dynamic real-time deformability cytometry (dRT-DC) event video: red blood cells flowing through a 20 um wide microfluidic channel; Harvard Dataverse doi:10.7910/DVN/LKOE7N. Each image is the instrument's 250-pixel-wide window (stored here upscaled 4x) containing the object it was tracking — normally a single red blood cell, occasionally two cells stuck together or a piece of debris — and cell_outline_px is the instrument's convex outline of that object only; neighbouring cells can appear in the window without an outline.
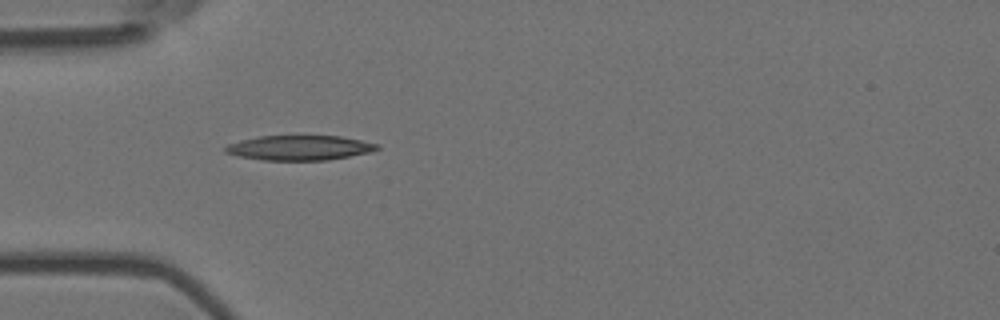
{"species": "Egyptian fruit bat (a non-hibernating species)", "species_latin": "Rousettus aegyptiacus", "temperature_condition": "room temperature", "stored_images_in_passage": 5, "camera_frame_rate_fps": 3000, "um_per_image_px": 0.085, "animal": {"sex": "female"}, "frame": {"image": 1, "passage_image": 4, "time_ms": 1.0, "image_size_px": [1000, 320], "cell_outline_px": [[380, 148], [368, 152], [328, 160], [260, 160], [236, 156], [224, 152], [224, 148], [228, 144], [240, 140], [260, 136], [340, 136], [380, 144]], "centroid_in_image_um": [25.41, 12.56], "position_along_channel_um": 59.6, "area_um2": 21.91}}
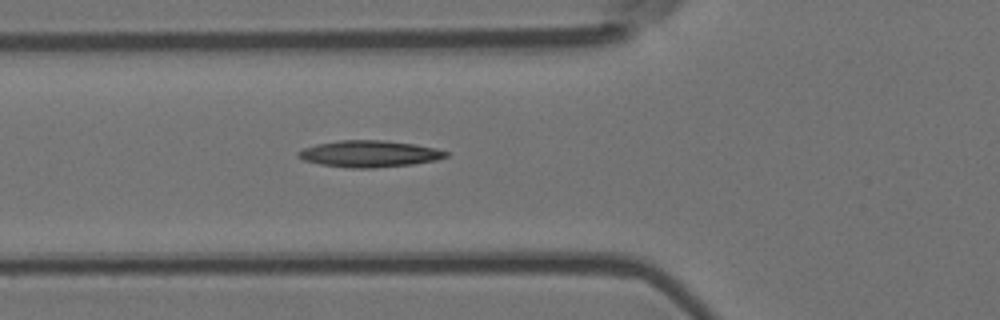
{"frame": {"image": 2, "passage_image": 5, "time_ms": 1.333, "image_size_px": [1000, 320], "cell_outline_px": [[448, 156], [436, 160], [412, 164], [372, 168], [348, 168], [320, 164], [304, 160], [296, 156], [296, 152], [304, 148], [316, 144], [340, 140], [384, 140], [416, 144], [436, 148], [448, 152]], "centroid_in_image_um": [31.38, 13.07], "position_along_channel_um": 94.4, "area_um2": 22.95}}